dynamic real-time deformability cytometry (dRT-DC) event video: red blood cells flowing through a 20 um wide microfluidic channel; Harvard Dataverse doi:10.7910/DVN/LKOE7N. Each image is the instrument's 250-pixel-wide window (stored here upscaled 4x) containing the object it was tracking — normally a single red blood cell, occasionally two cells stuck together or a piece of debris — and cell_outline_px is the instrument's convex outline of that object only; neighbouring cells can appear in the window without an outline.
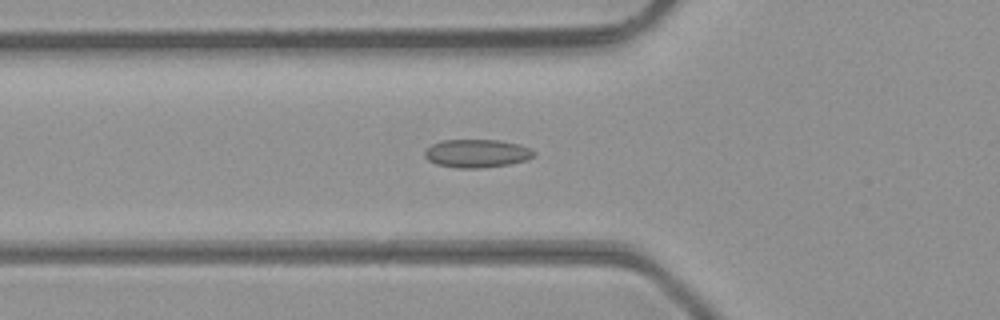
{"species": "common noctule bat (a hibernating species)", "species_latin": "Nyctalus noctula", "temperature_condition": "room temperature", "stored_images_in_passage": 34, "camera_frame_rate_fps": 3000, "um_per_image_px": 0.085, "animal": {"sex": "male", "body_mass_g": 23.1, "forearm_length_mm": 52.7}, "frame": {"image": 1, "passage_image": 3, "time_ms": 0.667, "image_size_px": [1000, 320], "cell_outline_px": [[536, 156], [524, 160], [508, 164], [484, 168], [460, 168], [436, 164], [428, 160], [424, 156], [424, 152], [432, 144], [440, 140], [500, 140], [520, 144], [532, 148], [536, 152]], "centroid_in_image_um": [40.56, 13.03], "position_along_channel_um": 85.2, "area_um2": 18.09}}
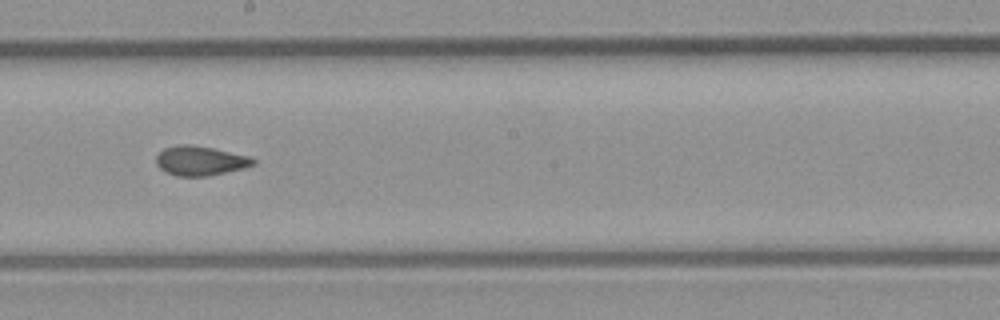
{"frame": {"image": 2, "passage_image": 13, "time_ms": 4.0, "image_size_px": [1000, 320], "cell_outline_px": [[256, 164], [244, 168], [208, 176], [180, 176], [168, 172], [160, 168], [156, 164], [156, 156], [164, 148], [180, 144], [192, 144], [252, 156], [256, 160]], "centroid_in_image_um": [17.06, 13.65], "position_along_channel_um": 231.1, "area_um2": 16.7}}
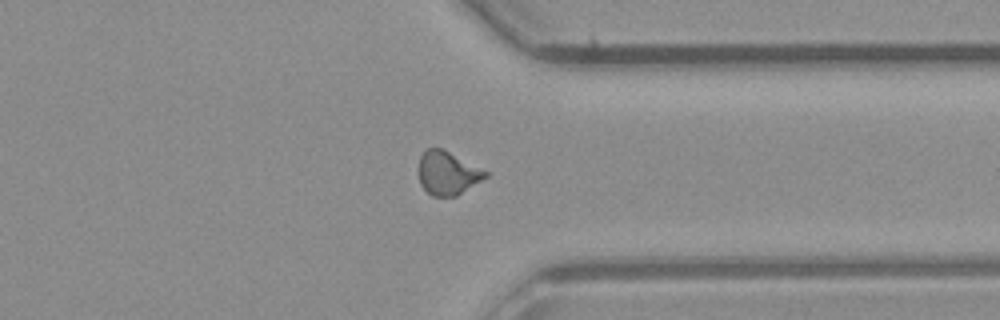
{"frame": {"image": 3, "passage_image": 23, "time_ms": 7.333, "image_size_px": [1000, 320], "cell_outline_px": [[488, 176], [456, 196], [432, 196], [420, 184], [420, 156], [428, 148], [444, 148], [488, 172]], "centroid_in_image_um": [38.06, 14.7], "position_along_channel_um": 373.3, "area_um2": 16.7}, "authors_computed_cell_mechanics": {"area_um2": 16.7042, "velocity_mm_per_s": 4.3381, "shape_relaxation_time_tau1_ms": null, "shape_relaxation_time_tau2_ms": 1.553, "deformation_change_tau1": null, "deformation_change_tau2": 0.0596}}